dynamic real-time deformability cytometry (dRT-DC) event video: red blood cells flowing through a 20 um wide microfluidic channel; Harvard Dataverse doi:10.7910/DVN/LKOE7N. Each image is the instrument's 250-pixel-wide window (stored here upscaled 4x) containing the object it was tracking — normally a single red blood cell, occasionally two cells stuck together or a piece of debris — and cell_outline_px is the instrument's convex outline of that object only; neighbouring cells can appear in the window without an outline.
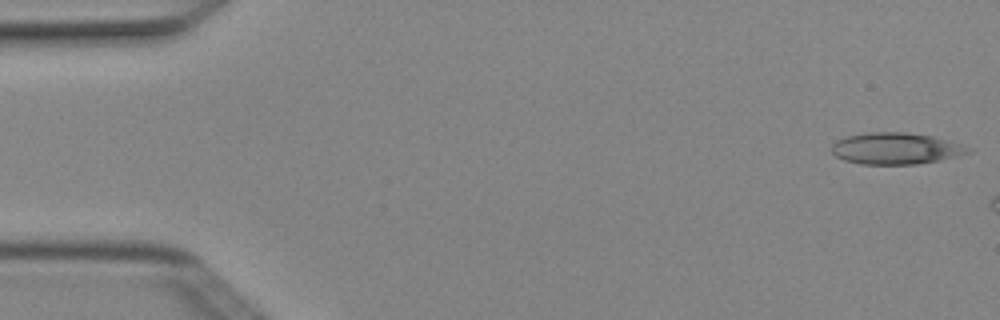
{"species": "Egyptian fruit bat (a non-hibernating species)", "species_latin": "Rousettus aegyptiacus", "temperature_condition": "cold", "stored_images_in_passage": 7, "camera_frame_rate_fps": 3000, "um_per_image_px": 0.085, "animal": {"sex": "female"}, "frame": {"image": 1, "passage_image": 1, "time_ms": 0.0, "image_size_px": [1000, 320], "cell_outline_px": [[972, 152], [960, 156], [940, 160], [916, 164], [860, 164], [844, 160], [836, 156], [832, 152], [832, 144], [836, 140], [848, 136], [872, 132], [904, 132], [932, 136], [960, 144], [972, 148]], "centroid_in_image_um": [76.16, 12.63], "position_along_channel_um": 8.8, "area_um2": 25.03}}
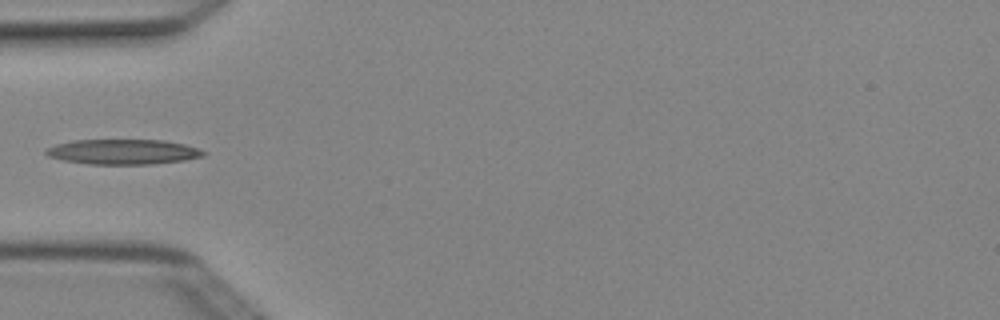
{"frame": {"image": 2, "passage_image": 6, "time_ms": 1.667, "image_size_px": [1000, 320], "cell_outline_px": [[208, 152], [204, 156], [184, 160], [148, 164], [88, 164], [64, 160], [48, 156], [44, 152], [44, 148], [56, 144], [76, 140], [164, 140], [184, 144]], "centroid_in_image_um": [10.44, 12.9], "position_along_channel_um": 74.6, "area_um2": 22.95}}
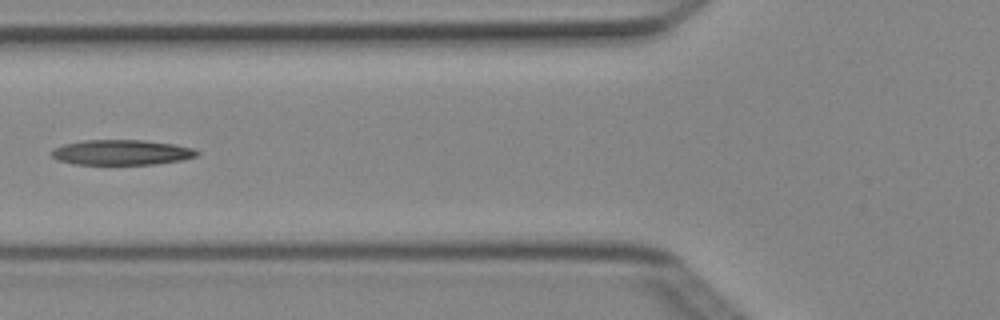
{"frame": {"image": 3, "passage_image": 7, "time_ms": 2.0, "image_size_px": [1000, 320], "cell_outline_px": [[200, 152], [196, 156], [184, 160], [156, 164], [72, 164], [56, 160], [52, 156], [52, 148], [64, 144], [80, 140], [144, 140], [172, 144], [192, 148]], "centroid_in_image_um": [10.3, 12.95], "position_along_channel_um": 115.5, "area_um2": 21.44}}